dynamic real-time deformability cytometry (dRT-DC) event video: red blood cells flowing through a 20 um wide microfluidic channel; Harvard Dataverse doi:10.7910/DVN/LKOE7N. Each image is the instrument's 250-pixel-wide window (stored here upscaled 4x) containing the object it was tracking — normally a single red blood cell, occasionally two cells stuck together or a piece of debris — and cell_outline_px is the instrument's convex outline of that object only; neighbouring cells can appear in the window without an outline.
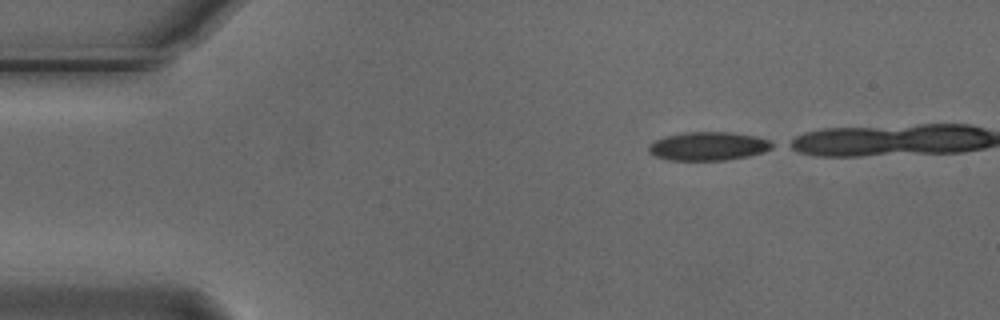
{"species": "Egyptian fruit bat (a non-hibernating species)", "species_latin": "Rousettus aegyptiacus", "temperature_condition": "cold", "stored_images_in_passage": 20, "camera_frame_rate_fps": 3000, "um_per_image_px": 0.085, "animal": {"sex": "male"}, "frame": {"image": 1, "passage_image": 1, "time_ms": 0.0, "image_size_px": [1000, 320], "cell_outline_px": [[776, 144], [772, 148], [764, 152], [748, 156], [728, 160], [668, 160], [656, 156], [648, 152], [648, 148], [656, 140], [664, 136], [684, 132], [728, 132], [756, 136], [768, 140]], "centroid_in_image_um": [60.23, 12.42], "position_along_channel_um": 24.8, "area_um2": 20.58}}
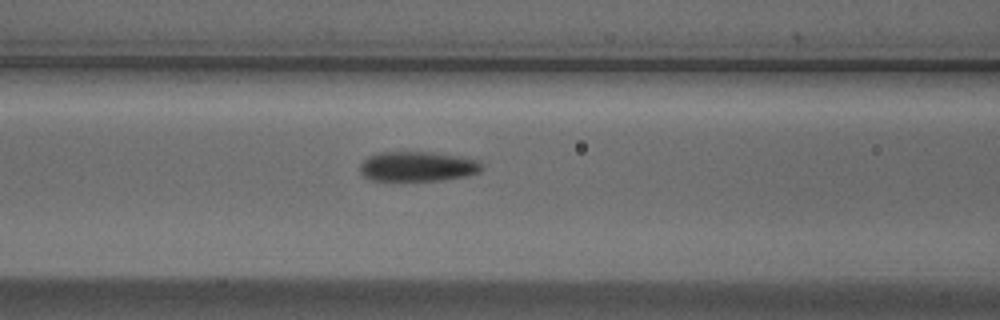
{"frame": {"image": 2, "passage_image": 15, "time_ms": 4.667, "image_size_px": [1000, 320], "cell_outline_px": [[484, 168], [480, 172], [468, 176], [444, 180], [372, 180], [364, 176], [360, 172], [360, 164], [368, 156], [376, 152], [432, 152], [480, 160], [484, 164]], "centroid_in_image_um": [35.54, 14.14], "position_along_channel_um": 131.1, "area_um2": 21.39}}